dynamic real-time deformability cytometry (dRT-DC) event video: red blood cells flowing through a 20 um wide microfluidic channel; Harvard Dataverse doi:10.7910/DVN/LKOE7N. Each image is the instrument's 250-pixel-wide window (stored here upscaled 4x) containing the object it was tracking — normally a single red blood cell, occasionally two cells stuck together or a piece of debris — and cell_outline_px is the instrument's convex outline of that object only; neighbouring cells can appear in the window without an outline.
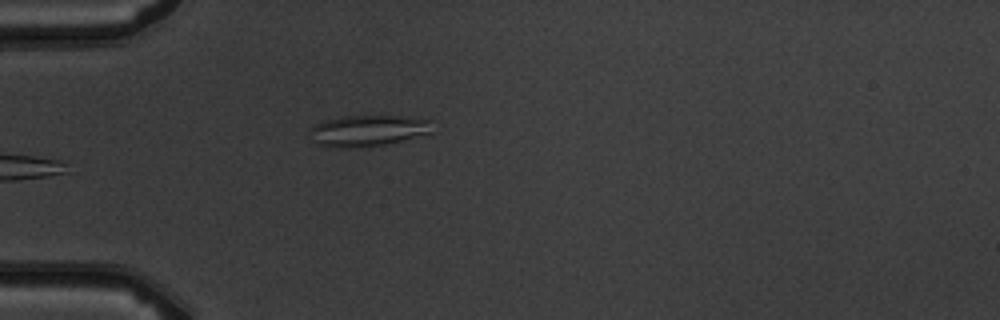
{"species": "common noctule bat (a hibernating species)", "species_latin": "Nyctalus noctula", "temperature_condition": "warm", "stored_images_in_passage": 4, "camera_frame_rate_fps": 3000, "um_per_image_px": 0.085, "animal": {"sex": "male", "body_mass_g": 19.5, "forearm_length_mm": 54.6}, "frame": {"image": 1, "passage_image": 4, "time_ms": 3.667, "image_size_px": [1000, 320], "cell_outline_px": [[436, 132], [384, 144], [344, 148], [332, 148], [316, 144], [312, 140], [312, 128], [316, 124], [328, 120], [344, 116], [400, 116], [432, 120]], "centroid_in_image_um": [31.35, 11.1], "position_along_channel_um": 53.7, "area_um2": 22.14}}